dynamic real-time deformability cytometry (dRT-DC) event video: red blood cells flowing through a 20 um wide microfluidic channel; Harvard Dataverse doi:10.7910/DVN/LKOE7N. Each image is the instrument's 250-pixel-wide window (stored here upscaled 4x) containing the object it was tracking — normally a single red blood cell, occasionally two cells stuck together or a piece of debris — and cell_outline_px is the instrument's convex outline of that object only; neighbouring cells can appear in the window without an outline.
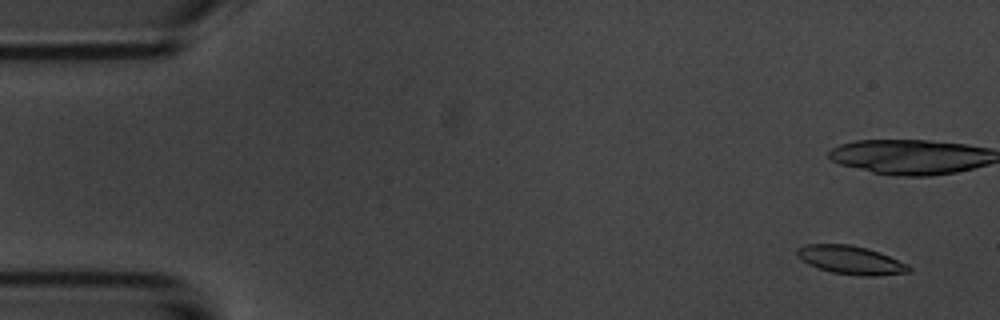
{"species": "common noctule bat (a hibernating species)", "species_latin": "Nyctalus noctula", "temperature_condition": "room temperature", "stored_images_in_passage": 14, "camera_frame_rate_fps": 3000, "um_per_image_px": 0.085, "animal": {"sex": "male", "body_mass_g": 20.1, "forearm_length_mm": 53.5}, "frame": {"image": 1, "passage_image": 1, "time_ms": 0.0, "image_size_px": [1000, 320], "cell_outline_px": [[912, 268], [908, 272], [876, 276], [860, 276], [832, 272], [808, 264], [796, 256], [796, 248], [808, 244], [848, 244], [868, 248], [880, 252], [908, 264]], "centroid_in_image_um": [72.32, 22.1], "position_along_channel_um": 12.7, "area_um2": 18.55}}